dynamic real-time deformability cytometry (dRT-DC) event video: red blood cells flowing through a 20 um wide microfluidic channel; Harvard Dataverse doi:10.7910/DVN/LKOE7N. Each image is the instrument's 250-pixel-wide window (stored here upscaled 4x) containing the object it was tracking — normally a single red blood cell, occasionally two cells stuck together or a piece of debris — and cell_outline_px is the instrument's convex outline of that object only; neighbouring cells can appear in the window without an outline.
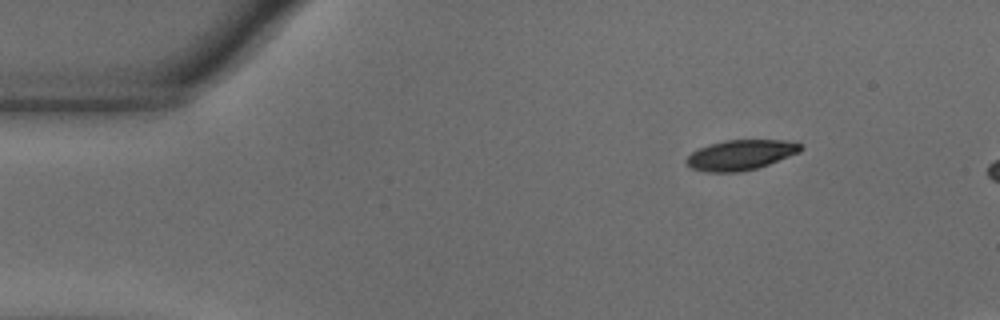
{"species": "common noctule bat (a hibernating species)", "species_latin": "Nyctalus noctula", "temperature_condition": "warm", "stored_images_in_passage": 6, "camera_frame_rate_fps": 3000, "um_per_image_px": 0.085, "animal": {"sex": "male", "body_mass_g": 18.8}, "frame": {"image": 1, "passage_image": 1, "time_ms": 0.0, "image_size_px": [1000, 320], "cell_outline_px": [[804, 148], [800, 152], [768, 164], [756, 168], [736, 172], [704, 172], [692, 168], [684, 160], [692, 152], [708, 144], [724, 140], [796, 140], [804, 144]], "centroid_in_image_um": [63.0, 13.15], "position_along_channel_um": 22.0, "area_um2": 20.23}}